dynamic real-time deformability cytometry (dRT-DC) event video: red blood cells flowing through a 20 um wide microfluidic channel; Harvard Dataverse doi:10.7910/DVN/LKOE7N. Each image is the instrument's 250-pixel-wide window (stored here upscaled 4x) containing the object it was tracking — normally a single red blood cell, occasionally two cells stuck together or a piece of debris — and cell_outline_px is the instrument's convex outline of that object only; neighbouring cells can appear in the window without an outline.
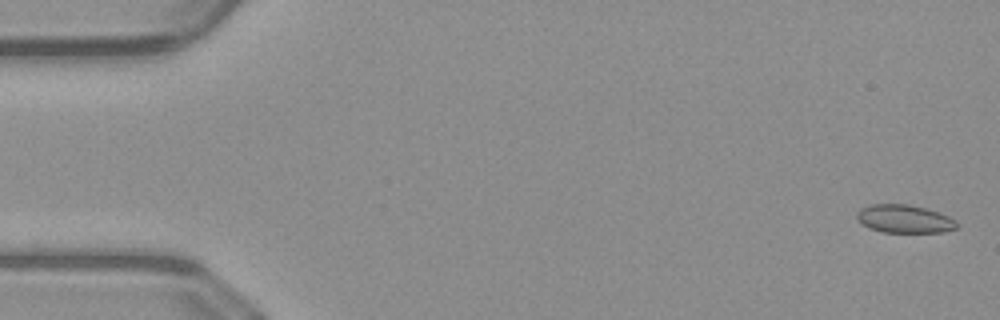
{"species": "common noctule bat (a hibernating species)", "species_latin": "Nyctalus noctula", "temperature_condition": "warm", "stored_images_in_passage": 17, "camera_frame_rate_fps": 3000, "um_per_image_px": 0.085, "animal": {"sex": "male", "body_mass_g": 23.1, "forearm_length_mm": 52.7}, "frame": {"image": 1, "passage_image": 2, "time_ms": 0.333, "image_size_px": [1000, 320], "cell_outline_px": [[960, 224], [956, 228], [944, 232], [880, 232], [868, 228], [856, 216], [856, 212], [860, 208], [868, 204], [908, 204], [940, 212], [956, 220]], "centroid_in_image_um": [76.88, 18.6], "position_along_channel_um": 8.1, "area_um2": 16.53}}
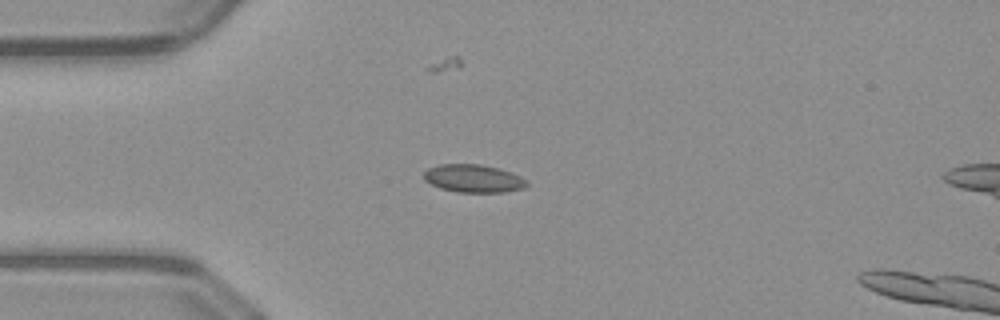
{"frame": {"image": 2, "passage_image": 14, "time_ms": 4.333, "image_size_px": [1000, 320], "cell_outline_px": [[528, 184], [524, 188], [504, 192], [460, 192], [440, 188], [424, 180], [424, 172], [428, 168], [440, 164], [480, 164], [500, 168], [520, 176], [528, 180]], "centroid_in_image_um": [40.26, 15.16], "position_along_channel_um": 44.7, "area_um2": 16.76}}